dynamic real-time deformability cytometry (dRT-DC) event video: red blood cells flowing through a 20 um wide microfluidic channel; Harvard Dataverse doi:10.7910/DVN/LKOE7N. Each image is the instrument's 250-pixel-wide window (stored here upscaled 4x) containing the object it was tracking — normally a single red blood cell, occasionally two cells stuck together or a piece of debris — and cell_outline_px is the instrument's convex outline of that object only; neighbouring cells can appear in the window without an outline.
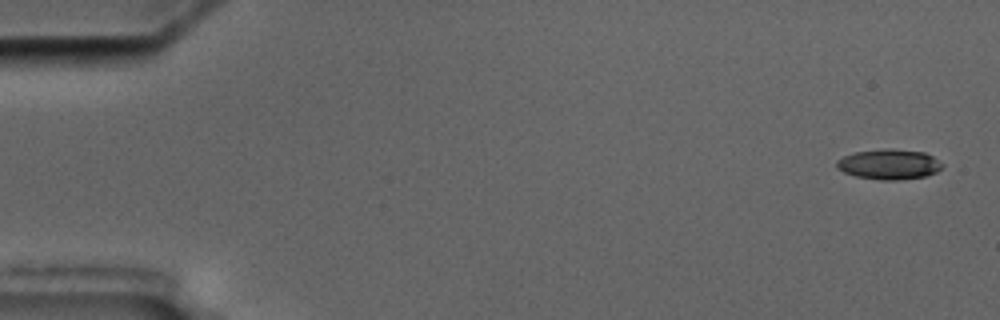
{"species": "common noctule bat (a hibernating species)", "species_latin": "Nyctalus noctula", "temperature_condition": "cold", "stored_images_in_passage": 5, "camera_frame_rate_fps": 3000, "um_per_image_px": 0.085, "animal": {"sex": "male", "body_mass_g": 17.5, "forearm_length_mm": 52.3}, "frame": {"image": 1, "passage_image": 1, "time_ms": 0.0, "image_size_px": [1000, 320], "cell_outline_px": [[944, 164], [936, 172], [924, 176], [896, 180], [880, 180], [856, 176], [844, 172], [836, 168], [836, 160], [844, 156], [856, 152], [892, 148], [924, 152], [932, 156]], "centroid_in_image_um": [75.56, 13.96], "position_along_channel_um": 9.4, "area_um2": 18.44}}
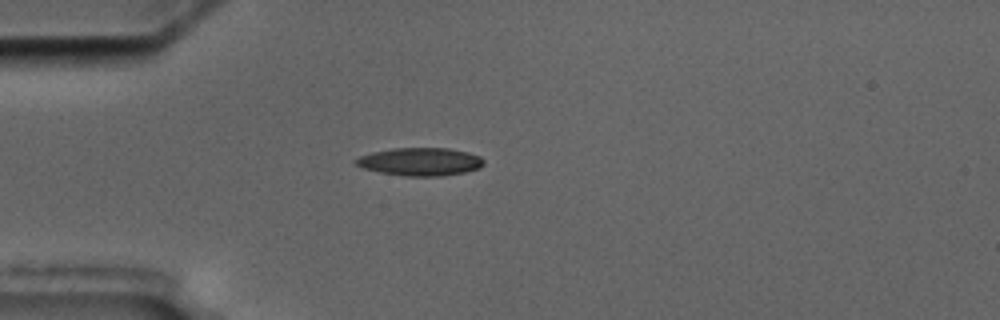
{"frame": {"image": 2, "passage_image": 5, "time_ms": 4.667, "image_size_px": [1000, 320], "cell_outline_px": [[484, 164], [480, 168], [464, 172], [440, 176], [404, 176], [380, 172], [364, 168], [356, 164], [352, 160], [360, 156], [372, 152], [392, 148], [448, 148], [468, 152], [480, 156], [484, 160]], "centroid_in_image_um": [35.72, 13.74], "position_along_channel_um": 49.3, "area_um2": 20.87}}